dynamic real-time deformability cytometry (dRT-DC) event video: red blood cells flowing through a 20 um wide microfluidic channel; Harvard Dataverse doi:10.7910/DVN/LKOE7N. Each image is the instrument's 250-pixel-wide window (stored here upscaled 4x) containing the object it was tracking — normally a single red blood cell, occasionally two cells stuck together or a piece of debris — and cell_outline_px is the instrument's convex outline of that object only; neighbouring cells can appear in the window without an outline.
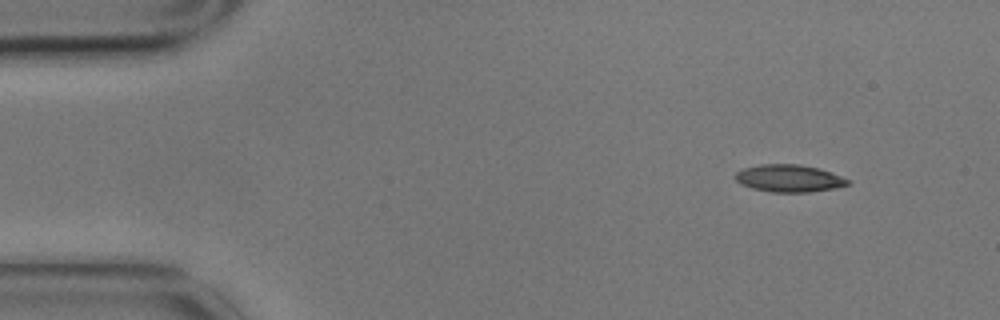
{"species": "common noctule bat (a hibernating species)", "species_latin": "Nyctalus noctula", "temperature_condition": "cold", "stored_images_in_passage": 3, "camera_frame_rate_fps": 3000, "um_per_image_px": 0.085, "animal": {"sex": "male", "body_mass_g": 17.9}, "frame": {"image": 1, "passage_image": 1, "time_ms": 0.0, "image_size_px": [1000, 320], "cell_outline_px": [[848, 184], [836, 188], [808, 192], [772, 192], [752, 188], [740, 184], [736, 180], [736, 172], [744, 168], [760, 164], [800, 164], [820, 168], [832, 172], [848, 180]], "centroid_in_image_um": [67.06, 15.15], "position_along_channel_um": 17.9, "area_um2": 17.86}}
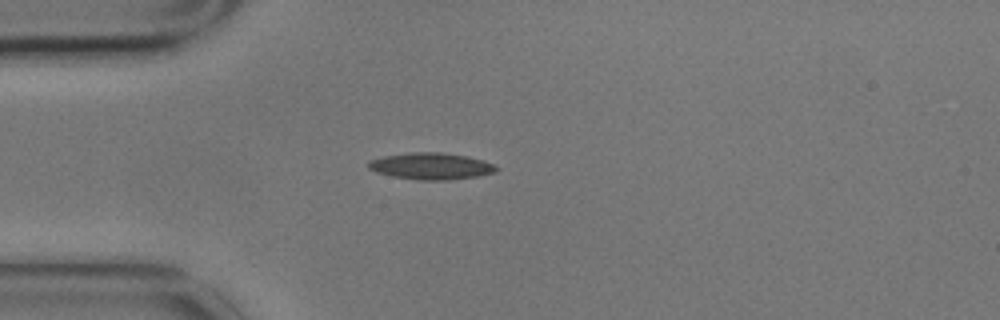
{"frame": {"image": 2, "passage_image": 3, "time_ms": 0.667, "image_size_px": [1000, 320], "cell_outline_px": [[500, 168], [496, 172], [480, 176], [448, 180], [420, 180], [392, 176], [376, 172], [368, 168], [368, 160], [384, 156], [412, 152], [444, 152], [468, 156], [484, 160]], "centroid_in_image_um": [36.67, 14.12], "position_along_channel_um": 48.3, "area_um2": 20.06}}